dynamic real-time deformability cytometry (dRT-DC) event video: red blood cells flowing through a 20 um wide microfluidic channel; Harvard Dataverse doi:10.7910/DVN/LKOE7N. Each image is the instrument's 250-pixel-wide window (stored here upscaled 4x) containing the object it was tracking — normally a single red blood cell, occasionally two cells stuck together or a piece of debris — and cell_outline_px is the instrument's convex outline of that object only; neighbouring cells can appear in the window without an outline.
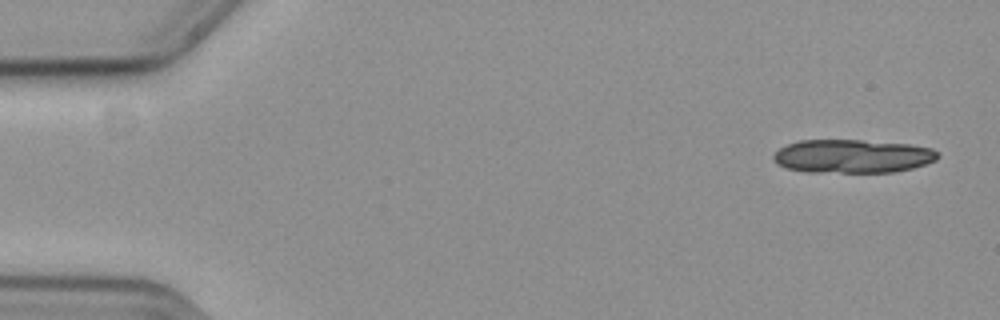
{"species": "common noctule bat (a hibernating species)", "species_latin": "Nyctalus noctula", "temperature_condition": "cold", "stored_images_in_passage": 15, "camera_frame_rate_fps": 3000, "um_per_image_px": 0.085, "animal": {"sex": "female", "body_mass_g": 19.3, "forearm_length_mm": 54.1}, "frame": {"image": 1, "passage_image": 3, "time_ms": 0.667, "image_size_px": [1000, 320], "cell_outline_px": [[940, 156], [936, 160], [912, 168], [892, 172], [808, 172], [788, 168], [776, 164], [772, 160], [772, 156], [780, 148], [788, 144], [800, 140], [860, 140], [908, 144], [932, 148]], "centroid_in_image_um": [72.44, 13.28], "position_along_channel_um": 12.6, "area_um2": 32.02}}